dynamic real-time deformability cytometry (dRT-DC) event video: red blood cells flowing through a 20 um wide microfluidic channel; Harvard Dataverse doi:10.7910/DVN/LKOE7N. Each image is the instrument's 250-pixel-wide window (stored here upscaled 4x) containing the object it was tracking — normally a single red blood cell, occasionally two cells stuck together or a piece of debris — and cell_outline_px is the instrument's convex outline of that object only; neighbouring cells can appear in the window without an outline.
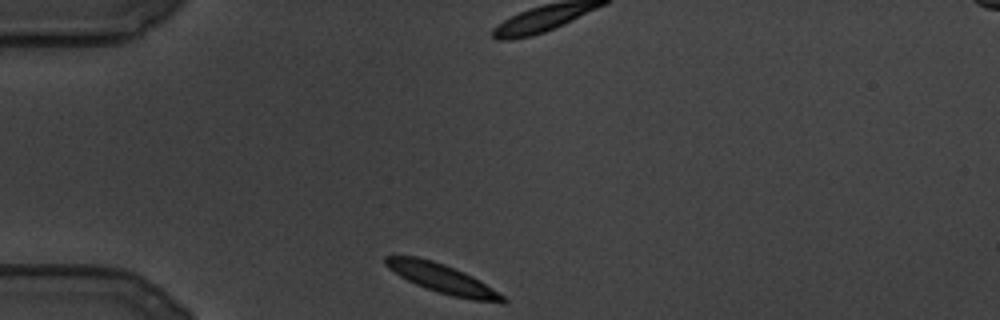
{"species": "common noctule bat (a hibernating species)", "species_latin": "Nyctalus noctula", "temperature_condition": "cold", "stored_images_in_passage": 92, "camera_frame_rate_fps": 3000, "um_per_image_px": 0.085, "animal": {"sex": "male", "body_mass_g": 19.5, "forearm_length_mm": 54.6}, "frame": {"image": 1, "passage_image": 1, "time_ms": 0.0, "image_size_px": [1000, 320], "cell_outline_px": [[508, 300], [504, 304], [472, 300], [452, 296], [416, 284], [400, 276], [388, 268], [384, 264], [384, 256], [416, 256], [432, 260], [444, 264], [464, 272], [472, 276], [492, 288], [504, 296]], "centroid_in_image_um": [37.62, 23.69], "position_along_channel_um": 47.4, "area_um2": 19.71}}
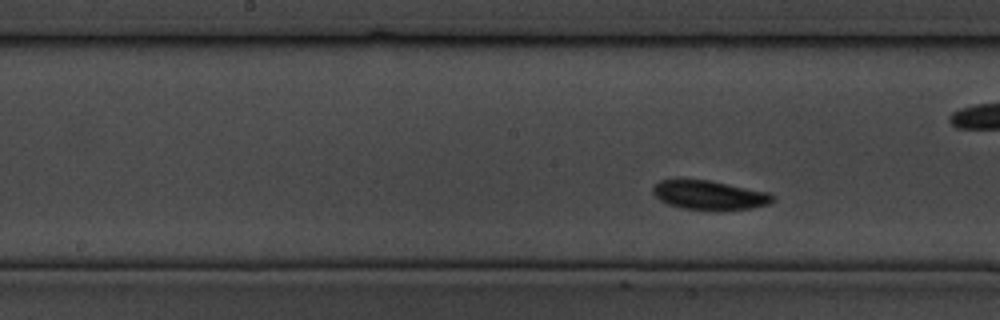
{"frame": {"image": 2, "passage_image": 31, "time_ms": 10.0, "image_size_px": [1000, 320], "cell_outline_px": [[776, 196], [768, 204], [752, 208], [680, 208], [668, 204], [660, 200], [652, 192], [652, 188], [660, 180], [708, 180], [768, 192]], "centroid_in_image_um": [60.28, 16.56], "position_along_channel_um": 187.9, "area_um2": 19.54}}
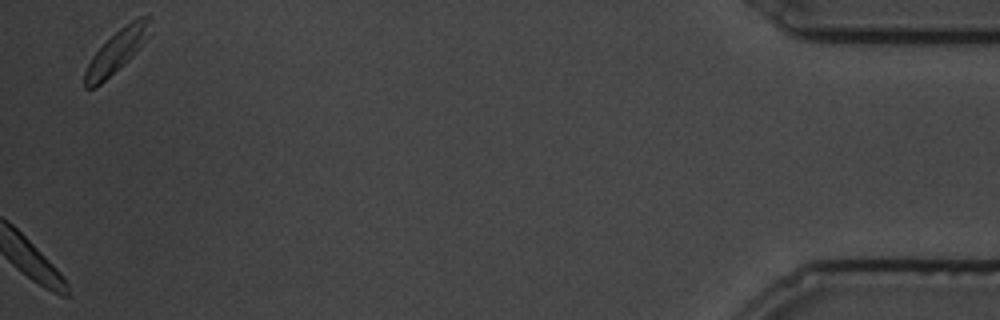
{"frame": {"image": 3, "passage_image": 92, "time_ms": 30.333, "image_size_px": [1000, 320], "cell_outline_px": [[152, 36], [128, 60], [96, 88], [84, 88], [84, 72], [92, 56], [120, 28], [132, 20], [140, 16], [148, 16], [152, 32]], "centroid_in_image_um": [9.96, 4.35], "position_along_channel_um": 425.2, "area_um2": 16.13}}